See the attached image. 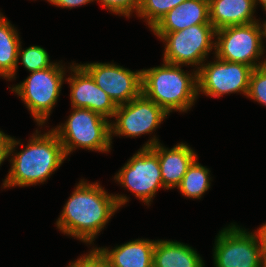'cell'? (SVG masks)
<instances>
[{"mask_svg":"<svg viewBox=\"0 0 266 267\" xmlns=\"http://www.w3.org/2000/svg\"><path fill=\"white\" fill-rule=\"evenodd\" d=\"M128 200L124 195L108 194L97 182L91 184L81 180L64 205L56 222L57 228L91 244L111 216Z\"/></svg>","mask_w":266,"mask_h":267,"instance_id":"6da1fadb","label":"cell"},{"mask_svg":"<svg viewBox=\"0 0 266 267\" xmlns=\"http://www.w3.org/2000/svg\"><path fill=\"white\" fill-rule=\"evenodd\" d=\"M33 134L29 143L19 153L15 147L19 144L13 137L10 147L11 168L3 181V188L24 187L44 183L66 159L60 139L51 129L42 134Z\"/></svg>","mask_w":266,"mask_h":267,"instance_id":"7a4b0ae2","label":"cell"},{"mask_svg":"<svg viewBox=\"0 0 266 267\" xmlns=\"http://www.w3.org/2000/svg\"><path fill=\"white\" fill-rule=\"evenodd\" d=\"M185 73L180 65L164 62L162 66L142 69V94L167 114L187 112L198 97L197 70Z\"/></svg>","mask_w":266,"mask_h":267,"instance_id":"3957f363","label":"cell"},{"mask_svg":"<svg viewBox=\"0 0 266 267\" xmlns=\"http://www.w3.org/2000/svg\"><path fill=\"white\" fill-rule=\"evenodd\" d=\"M62 125L52 128L63 145L66 157L75 148L110 152V120L87 108H74Z\"/></svg>","mask_w":266,"mask_h":267,"instance_id":"277c9868","label":"cell"},{"mask_svg":"<svg viewBox=\"0 0 266 267\" xmlns=\"http://www.w3.org/2000/svg\"><path fill=\"white\" fill-rule=\"evenodd\" d=\"M65 68L59 63L43 70L33 71L23 82L10 88L26 104L39 126L45 124L55 107L65 77Z\"/></svg>","mask_w":266,"mask_h":267,"instance_id":"5b68a950","label":"cell"},{"mask_svg":"<svg viewBox=\"0 0 266 267\" xmlns=\"http://www.w3.org/2000/svg\"><path fill=\"white\" fill-rule=\"evenodd\" d=\"M154 33L165 42L163 62L169 64L201 66L215 48L212 40L216 38V30L212 24L192 25L177 32Z\"/></svg>","mask_w":266,"mask_h":267,"instance_id":"8992f818","label":"cell"},{"mask_svg":"<svg viewBox=\"0 0 266 267\" xmlns=\"http://www.w3.org/2000/svg\"><path fill=\"white\" fill-rule=\"evenodd\" d=\"M215 57L236 63H243L253 69L266 64L259 61L264 54L261 26L258 21L221 28L216 31ZM258 63H257V62Z\"/></svg>","mask_w":266,"mask_h":267,"instance_id":"52a82bcc","label":"cell"},{"mask_svg":"<svg viewBox=\"0 0 266 267\" xmlns=\"http://www.w3.org/2000/svg\"><path fill=\"white\" fill-rule=\"evenodd\" d=\"M213 258L215 267H262L263 261L255 232L233 223L216 236Z\"/></svg>","mask_w":266,"mask_h":267,"instance_id":"ba28073f","label":"cell"},{"mask_svg":"<svg viewBox=\"0 0 266 267\" xmlns=\"http://www.w3.org/2000/svg\"><path fill=\"white\" fill-rule=\"evenodd\" d=\"M114 180L146 205L159 188H164L158 155L151 148H141L116 173Z\"/></svg>","mask_w":266,"mask_h":267,"instance_id":"9c48e42d","label":"cell"},{"mask_svg":"<svg viewBox=\"0 0 266 267\" xmlns=\"http://www.w3.org/2000/svg\"><path fill=\"white\" fill-rule=\"evenodd\" d=\"M251 66L243 63L229 62L216 57L214 62L203 63L197 68L198 95L203 93L211 97L224 94H248Z\"/></svg>","mask_w":266,"mask_h":267,"instance_id":"30bf717a","label":"cell"},{"mask_svg":"<svg viewBox=\"0 0 266 267\" xmlns=\"http://www.w3.org/2000/svg\"><path fill=\"white\" fill-rule=\"evenodd\" d=\"M168 114L154 101L143 94L125 104L117 105L110 123L112 136L137 137L155 131Z\"/></svg>","mask_w":266,"mask_h":267,"instance_id":"8fae6325","label":"cell"},{"mask_svg":"<svg viewBox=\"0 0 266 267\" xmlns=\"http://www.w3.org/2000/svg\"><path fill=\"white\" fill-rule=\"evenodd\" d=\"M116 104H125L142 94V70L133 72L113 63L80 64Z\"/></svg>","mask_w":266,"mask_h":267,"instance_id":"7c38bea8","label":"cell"},{"mask_svg":"<svg viewBox=\"0 0 266 267\" xmlns=\"http://www.w3.org/2000/svg\"><path fill=\"white\" fill-rule=\"evenodd\" d=\"M70 68L73 74L66 80L71 88L72 107L87 108L106 118H113L117 105L96 85L91 75L80 64H72Z\"/></svg>","mask_w":266,"mask_h":267,"instance_id":"4fadbf2b","label":"cell"},{"mask_svg":"<svg viewBox=\"0 0 266 267\" xmlns=\"http://www.w3.org/2000/svg\"><path fill=\"white\" fill-rule=\"evenodd\" d=\"M143 148H151L158 155L162 183L166 189L178 187L188 167L197 158L187 144L178 143L169 149L162 146L155 136Z\"/></svg>","mask_w":266,"mask_h":267,"instance_id":"5bb4252c","label":"cell"},{"mask_svg":"<svg viewBox=\"0 0 266 267\" xmlns=\"http://www.w3.org/2000/svg\"><path fill=\"white\" fill-rule=\"evenodd\" d=\"M199 24H211L209 0H185L166 13L151 31L177 32Z\"/></svg>","mask_w":266,"mask_h":267,"instance_id":"9a60e30c","label":"cell"},{"mask_svg":"<svg viewBox=\"0 0 266 267\" xmlns=\"http://www.w3.org/2000/svg\"><path fill=\"white\" fill-rule=\"evenodd\" d=\"M254 0H209V20L215 30L256 21Z\"/></svg>","mask_w":266,"mask_h":267,"instance_id":"2e32d148","label":"cell"},{"mask_svg":"<svg viewBox=\"0 0 266 267\" xmlns=\"http://www.w3.org/2000/svg\"><path fill=\"white\" fill-rule=\"evenodd\" d=\"M156 241L136 239L111 251L108 248H99L106 257L110 267H153V250Z\"/></svg>","mask_w":266,"mask_h":267,"instance_id":"e0dca14e","label":"cell"},{"mask_svg":"<svg viewBox=\"0 0 266 267\" xmlns=\"http://www.w3.org/2000/svg\"><path fill=\"white\" fill-rule=\"evenodd\" d=\"M153 267H205V264L197 251L184 243L156 240Z\"/></svg>","mask_w":266,"mask_h":267,"instance_id":"ac0fdd59","label":"cell"},{"mask_svg":"<svg viewBox=\"0 0 266 267\" xmlns=\"http://www.w3.org/2000/svg\"><path fill=\"white\" fill-rule=\"evenodd\" d=\"M19 34L5 16L0 13V76L8 80L15 79Z\"/></svg>","mask_w":266,"mask_h":267,"instance_id":"d6986e66","label":"cell"},{"mask_svg":"<svg viewBox=\"0 0 266 267\" xmlns=\"http://www.w3.org/2000/svg\"><path fill=\"white\" fill-rule=\"evenodd\" d=\"M210 170L206 166H202L196 158L188 167L180 185L177 187L181 194L193 198L200 199L202 195L210 188Z\"/></svg>","mask_w":266,"mask_h":267,"instance_id":"ffe728a7","label":"cell"},{"mask_svg":"<svg viewBox=\"0 0 266 267\" xmlns=\"http://www.w3.org/2000/svg\"><path fill=\"white\" fill-rule=\"evenodd\" d=\"M185 0H141L137 16L144 18L149 25L153 28L157 22L171 9L179 6Z\"/></svg>","mask_w":266,"mask_h":267,"instance_id":"44dd1931","label":"cell"},{"mask_svg":"<svg viewBox=\"0 0 266 267\" xmlns=\"http://www.w3.org/2000/svg\"><path fill=\"white\" fill-rule=\"evenodd\" d=\"M20 56L21 63L29 72L43 70L54 64L50 62L47 51L40 46H30L22 50L20 43L16 69L18 68Z\"/></svg>","mask_w":266,"mask_h":267,"instance_id":"7402d4cb","label":"cell"},{"mask_svg":"<svg viewBox=\"0 0 266 267\" xmlns=\"http://www.w3.org/2000/svg\"><path fill=\"white\" fill-rule=\"evenodd\" d=\"M247 97L266 106V64L253 69Z\"/></svg>","mask_w":266,"mask_h":267,"instance_id":"603a6c76","label":"cell"},{"mask_svg":"<svg viewBox=\"0 0 266 267\" xmlns=\"http://www.w3.org/2000/svg\"><path fill=\"white\" fill-rule=\"evenodd\" d=\"M97 1V0H96ZM102 6L115 14L127 16L128 18L133 12H138L141 0H98Z\"/></svg>","mask_w":266,"mask_h":267,"instance_id":"cb8c5ba5","label":"cell"},{"mask_svg":"<svg viewBox=\"0 0 266 267\" xmlns=\"http://www.w3.org/2000/svg\"><path fill=\"white\" fill-rule=\"evenodd\" d=\"M67 267H110V265L100 250L93 248L89 254H85L74 262H70Z\"/></svg>","mask_w":266,"mask_h":267,"instance_id":"d4e9b609","label":"cell"},{"mask_svg":"<svg viewBox=\"0 0 266 267\" xmlns=\"http://www.w3.org/2000/svg\"><path fill=\"white\" fill-rule=\"evenodd\" d=\"M13 138L0 131V166L10 156V147Z\"/></svg>","mask_w":266,"mask_h":267,"instance_id":"484cf974","label":"cell"},{"mask_svg":"<svg viewBox=\"0 0 266 267\" xmlns=\"http://www.w3.org/2000/svg\"><path fill=\"white\" fill-rule=\"evenodd\" d=\"M95 0H48V2L61 7V8H70L79 7Z\"/></svg>","mask_w":266,"mask_h":267,"instance_id":"4316f807","label":"cell"},{"mask_svg":"<svg viewBox=\"0 0 266 267\" xmlns=\"http://www.w3.org/2000/svg\"><path fill=\"white\" fill-rule=\"evenodd\" d=\"M255 232L260 243L261 254L266 255V223L260 226Z\"/></svg>","mask_w":266,"mask_h":267,"instance_id":"83f0119b","label":"cell"},{"mask_svg":"<svg viewBox=\"0 0 266 267\" xmlns=\"http://www.w3.org/2000/svg\"><path fill=\"white\" fill-rule=\"evenodd\" d=\"M255 6H257V4H261L264 11H266V0H254Z\"/></svg>","mask_w":266,"mask_h":267,"instance_id":"f1b7e54d","label":"cell"},{"mask_svg":"<svg viewBox=\"0 0 266 267\" xmlns=\"http://www.w3.org/2000/svg\"><path fill=\"white\" fill-rule=\"evenodd\" d=\"M260 26H261V31H262V37L264 36L266 38V21L263 22L262 25L260 23Z\"/></svg>","mask_w":266,"mask_h":267,"instance_id":"f546056e","label":"cell"},{"mask_svg":"<svg viewBox=\"0 0 266 267\" xmlns=\"http://www.w3.org/2000/svg\"><path fill=\"white\" fill-rule=\"evenodd\" d=\"M263 261H262V267H266V255H262Z\"/></svg>","mask_w":266,"mask_h":267,"instance_id":"4dcf8cb0","label":"cell"}]
</instances>
